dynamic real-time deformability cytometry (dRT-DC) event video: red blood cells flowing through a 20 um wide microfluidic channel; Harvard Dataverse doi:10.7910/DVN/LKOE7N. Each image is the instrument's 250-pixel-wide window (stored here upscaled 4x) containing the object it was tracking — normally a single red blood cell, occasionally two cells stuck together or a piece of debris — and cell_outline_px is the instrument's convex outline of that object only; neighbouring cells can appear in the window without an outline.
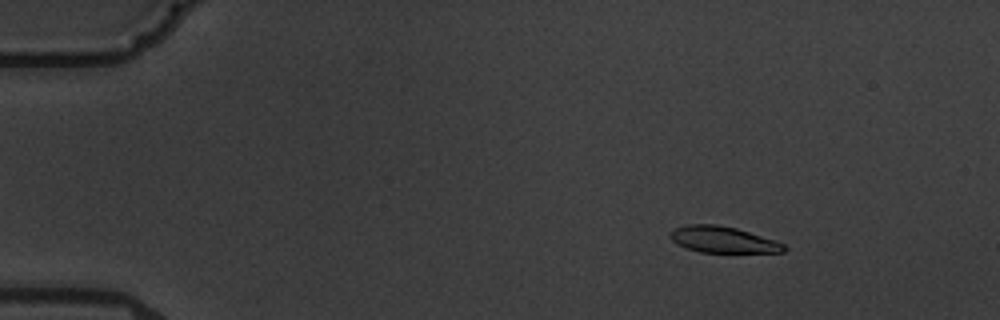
{"species": "common noctule bat (a hibernating species)", "species_latin": "Nyctalus noctula", "temperature_condition": "warm", "stored_images_in_passage": 5, "camera_frame_rate_fps": 3000, "um_per_image_px": 0.085, "animal": {"sex": "male", "body_mass_g": 19.5, "forearm_length_mm": 54.6}, "frame": {"image": 1, "passage_image": 2, "time_ms": 1.333, "image_size_px": [1000, 320], "cell_outline_px": [[788, 248], [784, 252], [700, 252], [676, 244], [668, 236], [668, 232], [672, 228], [688, 224], [716, 224], [736, 228], [776, 240], [784, 244]], "centroid_in_image_um": [61.42, 20.35], "position_along_channel_um": 23.6, "area_um2": 17.57}}
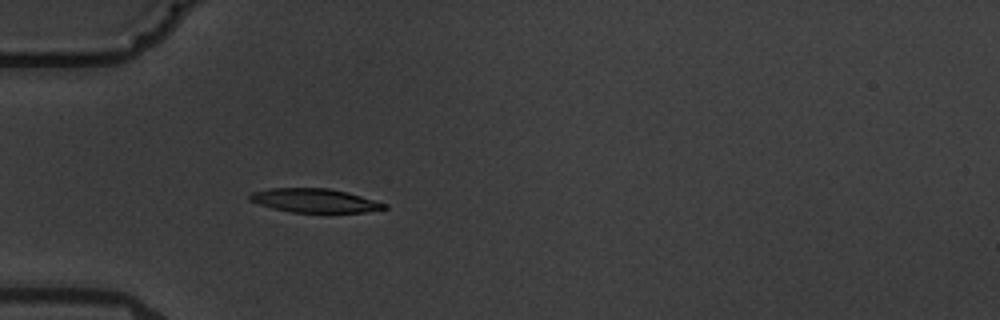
{"frame": {"image": 2, "passage_image": 5, "time_ms": 4.667, "image_size_px": [1000, 320], "cell_outline_px": [[388, 208], [364, 212], [292, 212], [272, 208], [248, 200], [248, 196], [252, 192], [268, 188], [328, 188], [348, 192], [388, 204]], "centroid_in_image_um": [26.74, 17.04], "position_along_channel_um": 58.3, "area_um2": 18.67}}